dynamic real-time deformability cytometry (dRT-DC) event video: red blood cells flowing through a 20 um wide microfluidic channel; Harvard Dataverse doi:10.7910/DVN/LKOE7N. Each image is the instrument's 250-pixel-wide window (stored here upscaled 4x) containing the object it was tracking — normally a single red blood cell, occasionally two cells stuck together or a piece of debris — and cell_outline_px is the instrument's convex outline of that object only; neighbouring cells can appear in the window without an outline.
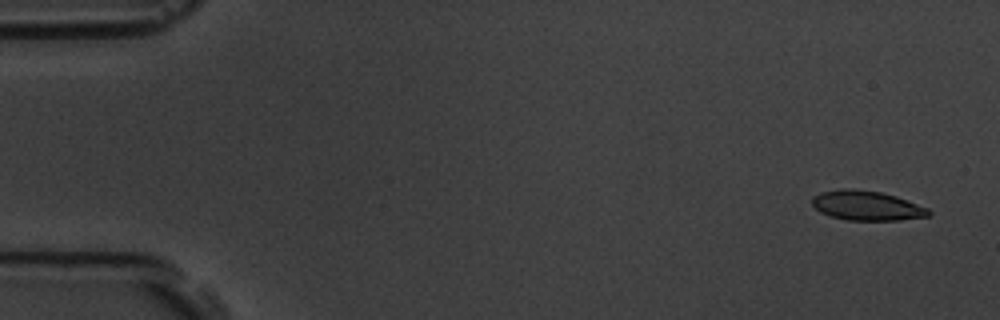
{"species": "common noctule bat (a hibernating species)", "species_latin": "Nyctalus noctula", "temperature_condition": "room temperature", "stored_images_in_passage": 5, "camera_frame_rate_fps": 3000, "um_per_image_px": 0.085, "animal": {"sex": "male", "body_mass_g": 19.5, "forearm_length_mm": 54.6}, "frame": {"image": 1, "passage_image": 1, "time_ms": 0.0, "image_size_px": [1000, 320], "cell_outline_px": [[932, 212], [928, 216], [900, 220], [848, 220], [832, 216], [820, 212], [812, 204], [812, 196], [820, 192], [844, 188], [852, 188], [880, 192], [896, 196], [928, 208]], "centroid_in_image_um": [73.66, 17.47], "position_along_channel_um": 11.3, "area_um2": 20.06}}
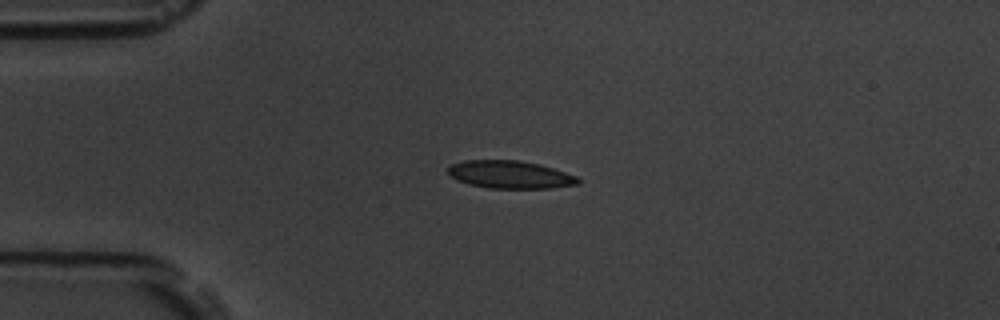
{"frame": {"image": 2, "passage_image": 4, "time_ms": 3.667, "image_size_px": [1000, 320], "cell_outline_px": [[580, 184], [552, 188], [488, 188], [468, 184], [456, 180], [448, 176], [448, 168], [452, 164], [464, 160], [520, 160], [540, 164], [576, 176], [580, 180]], "centroid_in_image_um": [43.33, 14.84], "position_along_channel_um": 41.7, "area_um2": 21.15}}